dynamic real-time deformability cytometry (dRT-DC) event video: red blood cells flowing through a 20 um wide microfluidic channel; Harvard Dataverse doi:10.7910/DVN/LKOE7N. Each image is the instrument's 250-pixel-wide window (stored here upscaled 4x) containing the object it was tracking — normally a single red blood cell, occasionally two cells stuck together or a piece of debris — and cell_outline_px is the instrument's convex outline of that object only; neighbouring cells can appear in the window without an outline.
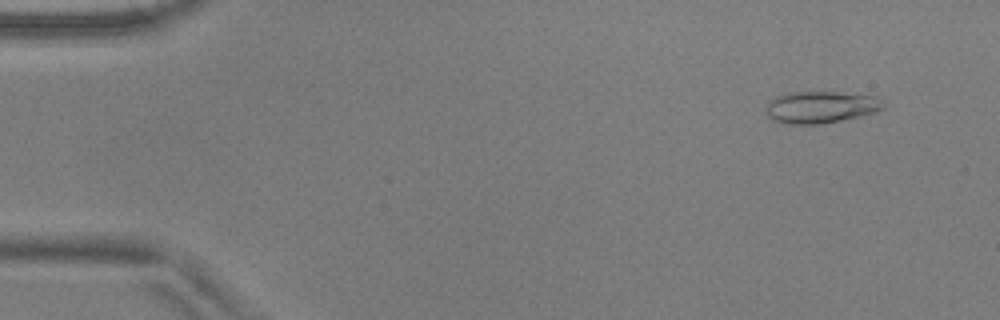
{"species": "common noctule bat (a hibernating species)", "species_latin": "Nyctalus noctula", "temperature_condition": "warm", "stored_images_in_passage": 55, "camera_frame_rate_fps": 3000, "um_per_image_px": 0.085, "animal": {"sex": "male", "body_mass_g": 17.9, "forearm_length_mm": 54.2}, "frame": {"image": 1, "passage_image": 5, "time_ms": 1.333, "image_size_px": [1000, 320], "cell_outline_px": [[884, 108], [876, 112], [860, 116], [820, 124], [788, 124], [772, 120], [764, 112], [768, 100], [776, 96], [788, 92], [836, 92], [876, 96], [884, 104]], "centroid_in_image_um": [69.71, 9.1], "position_along_channel_um": 15.3, "area_um2": 21.96}}
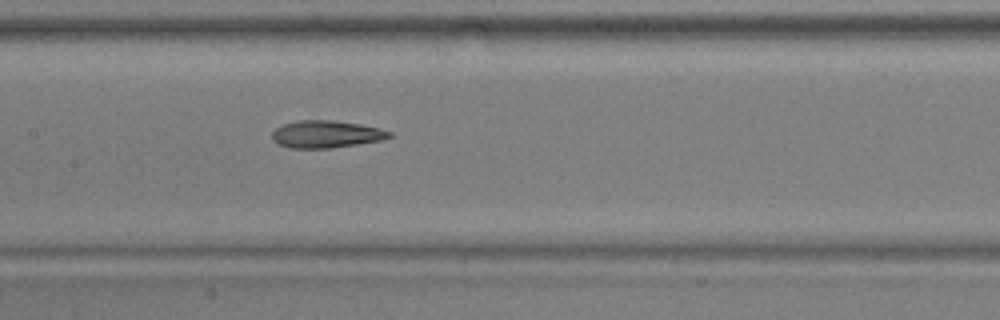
{"frame": {"image": 2, "passage_image": 27, "time_ms": 8.667, "image_size_px": [1000, 320], "cell_outline_px": [[392, 136], [380, 140], [332, 148], [288, 148], [272, 140], [272, 132], [276, 128], [284, 124], [296, 120], [332, 120], [360, 124], [380, 128], [392, 132]], "centroid_in_image_um": [27.71, 11.4], "position_along_channel_um": 179.7, "area_um2": 18.61}}
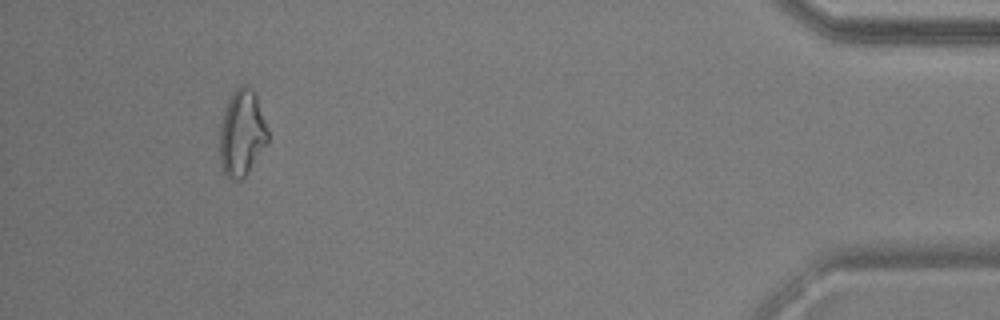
{"frame": {"image": 3, "passage_image": 51, "time_ms": 16.667, "image_size_px": [1000, 320], "cell_outline_px": [[268, 140], [248, 172], [240, 180], [232, 180], [224, 172], [220, 160], [220, 128], [224, 108], [232, 92], [240, 84], [244, 84], [252, 88], [256, 96], [268, 128]], "centroid_in_image_um": [20.55, 11.27], "position_along_channel_um": 414.6, "area_um2": 24.04}, "authors_computed_cell_mechanics": {"area_um2": 20.2878, "velocity_mm_per_s": 3.7189, "shape_relaxation_time_tau1_ms": 5.4805, "shape_relaxation_time_tau2_ms": 3.8153, "deformation_change_tau1": 0.1665, "deformation_change_tau2": 0.1326}}